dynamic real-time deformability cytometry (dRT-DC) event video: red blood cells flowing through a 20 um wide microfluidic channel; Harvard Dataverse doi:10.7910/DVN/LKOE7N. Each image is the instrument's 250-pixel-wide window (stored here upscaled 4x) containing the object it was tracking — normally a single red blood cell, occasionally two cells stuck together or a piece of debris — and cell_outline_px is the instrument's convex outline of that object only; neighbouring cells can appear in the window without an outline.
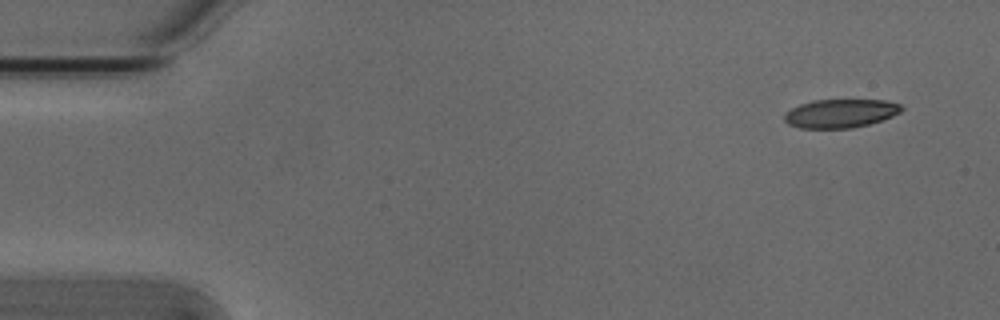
{"species": "Egyptian fruit bat (a non-hibernating species)", "species_latin": "Rousettus aegyptiacus", "temperature_condition": "cold", "stored_images_in_passage": 6, "camera_frame_rate_fps": 3000, "um_per_image_px": 0.085, "animal": {"sex": "male"}, "frame": {"image": 1, "passage_image": 1, "time_ms": 0.0, "image_size_px": [1000, 320], "cell_outline_px": [[904, 108], [900, 112], [892, 116], [868, 124], [852, 128], [800, 128], [788, 124], [784, 120], [784, 112], [800, 104], [812, 100], [884, 100], [900, 104]], "centroid_in_image_um": [71.41, 9.63], "position_along_channel_um": 13.6, "area_um2": 19.48}}
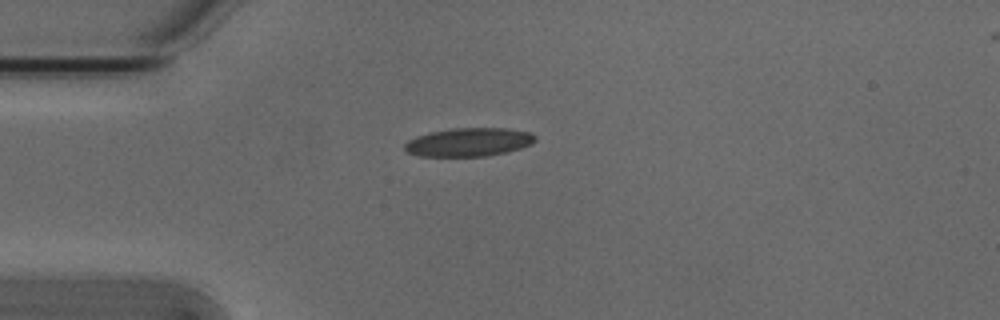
{"frame": {"image": 2, "passage_image": 4, "time_ms": 1.0, "image_size_px": [1000, 320], "cell_outline_px": [[536, 140], [532, 144], [520, 148], [504, 152], [484, 156], [420, 156], [408, 152], [404, 148], [404, 144], [408, 140], [416, 136], [432, 132], [452, 128], [508, 128], [528, 132], [536, 136]], "centroid_in_image_um": [39.84, 12.07], "position_along_channel_um": 45.2, "area_um2": 21.5}}
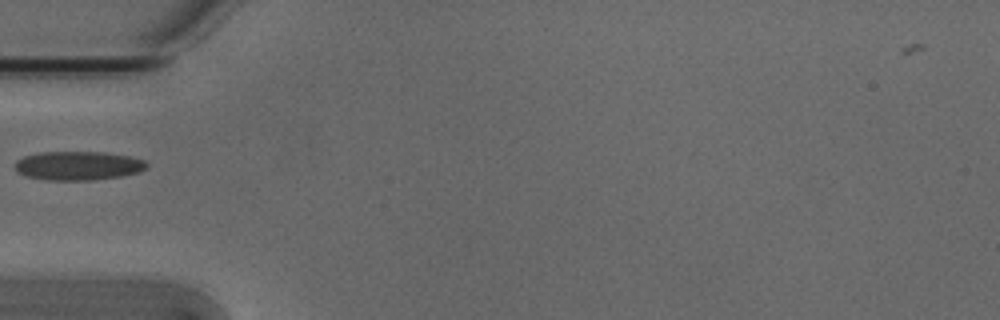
{"frame": {"image": 3, "passage_image": 5, "time_ms": 1.333, "image_size_px": [1000, 320], "cell_outline_px": [[148, 168], [140, 172], [120, 176], [92, 180], [44, 180], [24, 176], [16, 172], [16, 160], [24, 156], [40, 152], [104, 152], [128, 156], [144, 160], [148, 164]], "centroid_in_image_um": [6.63, 14.09], "position_along_channel_um": 78.4, "area_um2": 22.31}}